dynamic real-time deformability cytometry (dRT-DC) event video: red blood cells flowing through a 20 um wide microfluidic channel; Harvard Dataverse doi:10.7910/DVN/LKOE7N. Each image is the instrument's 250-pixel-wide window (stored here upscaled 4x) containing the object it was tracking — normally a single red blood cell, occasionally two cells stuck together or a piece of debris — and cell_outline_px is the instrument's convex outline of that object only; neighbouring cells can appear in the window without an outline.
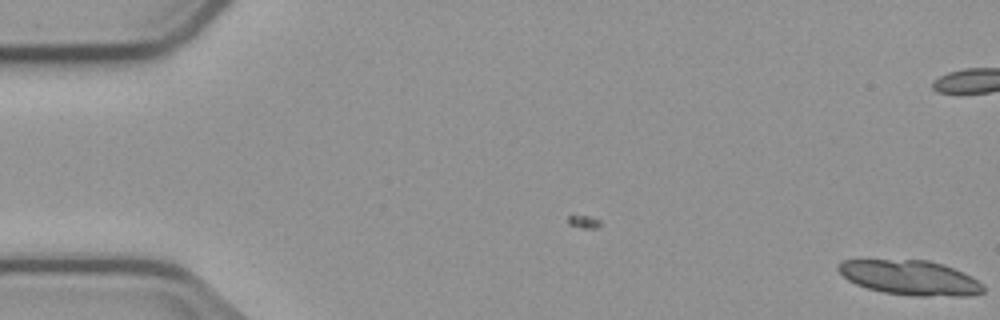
{"species": "common noctule bat (a hibernating species)", "species_latin": "Nyctalus noctula", "temperature_condition": "cold", "stored_images_in_passage": 9, "segment_of_instrument_passage": [1, 2], "camera_frame_rate_fps": 3000, "um_per_image_px": 0.085, "animal": {"sex": "male", "body_mass_g": 23.1, "forearm_length_mm": 52.7}, "frame": {"image": 1, "passage_image": 1, "time_ms": 0.0, "image_size_px": [1000, 320], "cell_outline_px": [[984, 292], [972, 296], [912, 296], [884, 292], [868, 288], [856, 284], [848, 280], [836, 268], [836, 264], [840, 260], [928, 260], [944, 264], [964, 272], [972, 276], [984, 284]], "centroid_in_image_um": [77.4, 23.6], "position_along_channel_um": 7.6, "area_um2": 29.65}}